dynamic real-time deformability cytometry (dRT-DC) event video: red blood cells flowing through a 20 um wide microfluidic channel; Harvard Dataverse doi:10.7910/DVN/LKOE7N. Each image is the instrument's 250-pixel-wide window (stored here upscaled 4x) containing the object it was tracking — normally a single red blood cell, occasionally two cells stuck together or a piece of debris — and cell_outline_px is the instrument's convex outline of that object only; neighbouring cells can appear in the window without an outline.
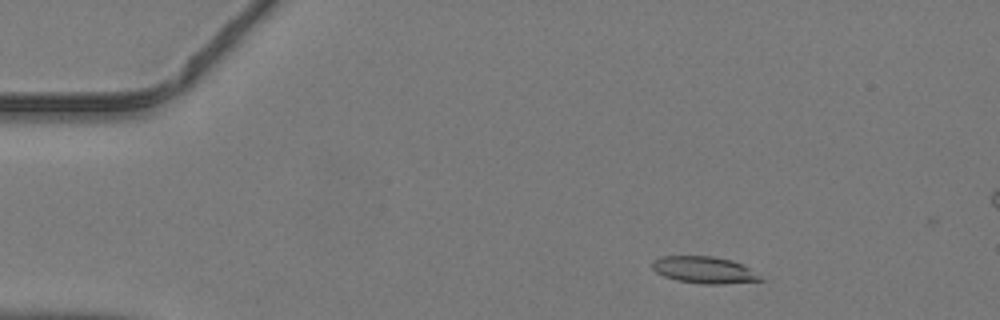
{"species": "common noctule bat (a hibernating species)", "species_latin": "Nyctalus noctula", "temperature_condition": "warm", "stored_images_in_passage": 43, "camera_frame_rate_fps": 3000, "um_per_image_px": 0.085, "animal": {"sex": "male", "body_mass_g": 19.2, "forearm_length_mm": 51.8}, "frame": {"image": 1, "passage_image": 5, "time_ms": 1.333, "image_size_px": [1000, 320], "cell_outline_px": [[764, 280], [724, 284], [704, 284], [676, 280], [664, 276], [656, 272], [652, 268], [652, 260], [660, 256], [712, 256], [732, 260], [748, 268]], "centroid_in_image_um": [59.79, 22.94], "position_along_channel_um": 25.2, "area_um2": 16.76}}
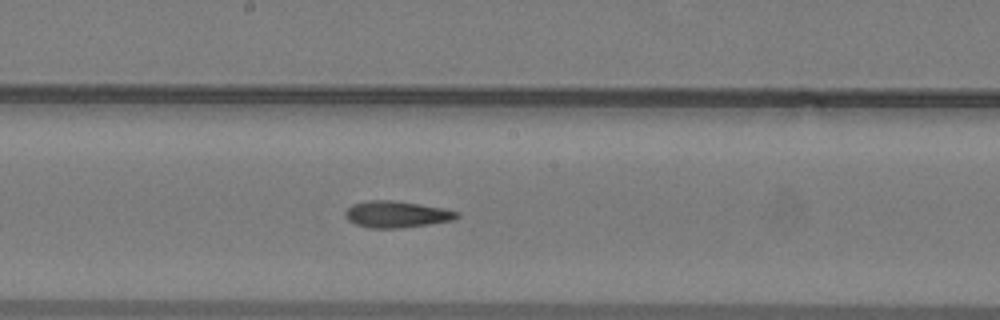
{"frame": {"image": 2, "passage_image": 23, "time_ms": 7.333, "image_size_px": [1000, 320], "cell_outline_px": [[460, 216], [452, 220], [428, 224], [400, 228], [368, 228], [356, 224], [348, 220], [344, 212], [352, 204], [368, 200], [396, 200], [444, 208], [460, 212]], "centroid_in_image_um": [33.71, 18.21], "position_along_channel_um": 214.5, "area_um2": 17.34}}
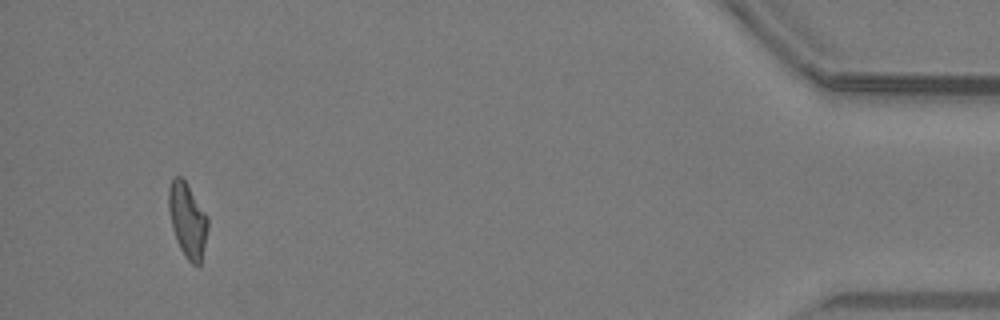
{"frame": {"image": 3, "passage_image": 42, "time_ms": 13.667, "image_size_px": [1000, 320], "cell_outline_px": [[208, 228], [200, 264], [192, 264], [188, 260], [180, 248], [176, 240], [172, 228], [168, 208], [168, 188], [172, 180], [176, 176], [180, 176], [188, 184], [208, 216]], "centroid_in_image_um": [15.93, 18.68], "position_along_channel_um": 419.3, "area_um2": 16.99}}